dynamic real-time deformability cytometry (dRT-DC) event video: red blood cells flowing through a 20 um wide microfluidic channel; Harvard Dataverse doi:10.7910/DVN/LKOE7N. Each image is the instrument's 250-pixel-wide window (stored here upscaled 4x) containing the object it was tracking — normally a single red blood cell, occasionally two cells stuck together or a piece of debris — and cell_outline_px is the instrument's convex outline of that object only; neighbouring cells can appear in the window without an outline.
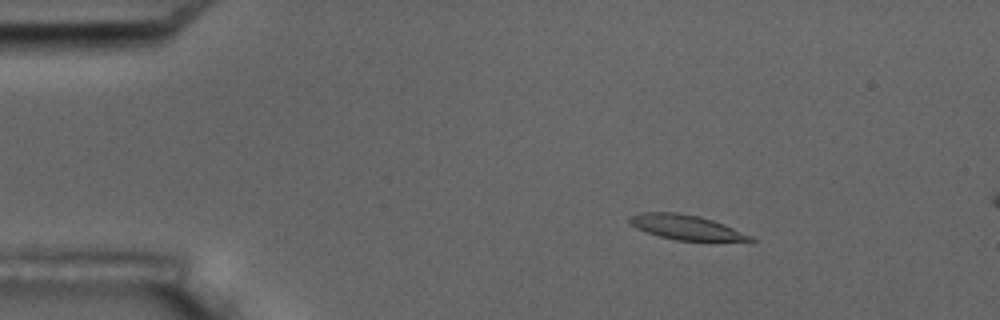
{"species": "common noctule bat (a hibernating species)", "species_latin": "Nyctalus noctula", "temperature_condition": "room temperature", "stored_images_in_passage": 4, "camera_frame_rate_fps": 3000, "um_per_image_px": 0.085, "animal": {"sex": "male", "body_mass_g": 17.5, "forearm_length_mm": 52.3}, "frame": {"image": 1, "passage_image": 3, "time_ms": 2.333, "image_size_px": [1000, 320], "cell_outline_px": [[756, 240], [752, 244], [676, 240], [660, 236], [636, 228], [628, 224], [628, 216], [640, 212], [676, 212], [700, 216], [712, 220], [752, 236]], "centroid_in_image_um": [58.43, 19.37], "position_along_channel_um": 26.6, "area_um2": 18.21}}